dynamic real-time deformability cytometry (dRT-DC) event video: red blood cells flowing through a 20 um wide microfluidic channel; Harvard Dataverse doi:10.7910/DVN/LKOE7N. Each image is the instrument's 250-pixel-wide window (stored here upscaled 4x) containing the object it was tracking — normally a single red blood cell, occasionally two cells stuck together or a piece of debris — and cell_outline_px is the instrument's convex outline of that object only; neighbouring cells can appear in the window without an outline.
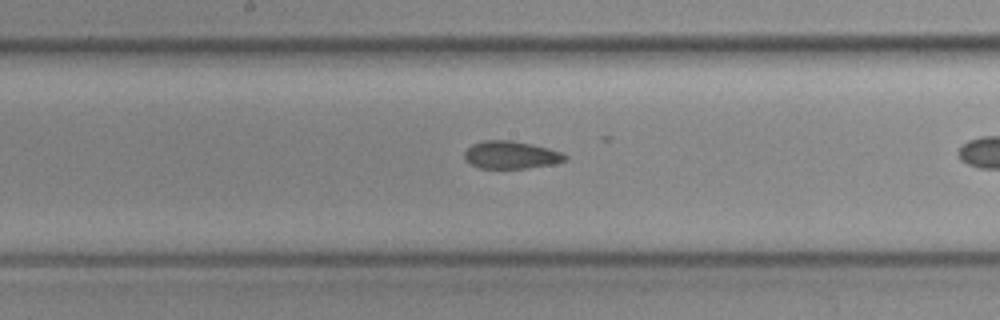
{"species": "common noctule bat (a hibernating species)", "species_latin": "Nyctalus noctula", "temperature_condition": "cold", "stored_images_in_passage": 17, "camera_frame_rate_fps": 3000, "um_per_image_px": 0.085, "animal": {"sex": "female", "body_mass_g": 19.3, "forearm_length_mm": 54.1}, "frame": {"image": 1, "passage_image": 10, "time_ms": 3.0, "image_size_px": [1000, 320], "cell_outline_px": [[568, 160], [552, 164], [528, 168], [480, 168], [464, 160], [464, 152], [472, 144], [484, 140], [512, 140], [532, 144], [548, 148], [560, 152], [568, 156]], "centroid_in_image_um": [43.43, 13.16], "position_along_channel_um": 204.8, "area_um2": 16.24}}